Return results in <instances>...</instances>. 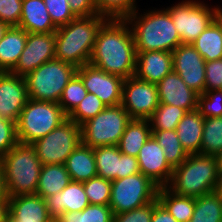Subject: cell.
<instances>
[{"label":"cell","mask_w":222,"mask_h":222,"mask_svg":"<svg viewBox=\"0 0 222 222\" xmlns=\"http://www.w3.org/2000/svg\"><path fill=\"white\" fill-rule=\"evenodd\" d=\"M126 19H108L100 28L89 64L126 79L135 75L136 48Z\"/></svg>","instance_id":"6da1fadb"},{"label":"cell","mask_w":222,"mask_h":222,"mask_svg":"<svg viewBox=\"0 0 222 222\" xmlns=\"http://www.w3.org/2000/svg\"><path fill=\"white\" fill-rule=\"evenodd\" d=\"M108 20L102 15L76 17L55 31V59L76 68L89 64L97 34Z\"/></svg>","instance_id":"7a4b0ae2"},{"label":"cell","mask_w":222,"mask_h":222,"mask_svg":"<svg viewBox=\"0 0 222 222\" xmlns=\"http://www.w3.org/2000/svg\"><path fill=\"white\" fill-rule=\"evenodd\" d=\"M138 11L126 18L131 25L136 51L173 52L181 44L180 36L165 8L151 10L143 15L138 14Z\"/></svg>","instance_id":"3957f363"},{"label":"cell","mask_w":222,"mask_h":222,"mask_svg":"<svg viewBox=\"0 0 222 222\" xmlns=\"http://www.w3.org/2000/svg\"><path fill=\"white\" fill-rule=\"evenodd\" d=\"M218 175L216 156L189 154L182 164L173 169L166 187L180 196L197 198L216 190Z\"/></svg>","instance_id":"277c9868"},{"label":"cell","mask_w":222,"mask_h":222,"mask_svg":"<svg viewBox=\"0 0 222 222\" xmlns=\"http://www.w3.org/2000/svg\"><path fill=\"white\" fill-rule=\"evenodd\" d=\"M1 159L8 196L35 194L43 165L35 147L18 142Z\"/></svg>","instance_id":"5b68a950"},{"label":"cell","mask_w":222,"mask_h":222,"mask_svg":"<svg viewBox=\"0 0 222 222\" xmlns=\"http://www.w3.org/2000/svg\"><path fill=\"white\" fill-rule=\"evenodd\" d=\"M67 119L58 103L28 99L16 125L18 142L32 144Z\"/></svg>","instance_id":"8992f818"},{"label":"cell","mask_w":222,"mask_h":222,"mask_svg":"<svg viewBox=\"0 0 222 222\" xmlns=\"http://www.w3.org/2000/svg\"><path fill=\"white\" fill-rule=\"evenodd\" d=\"M76 72L75 66L58 59L43 63L25 76L28 98L58 103Z\"/></svg>","instance_id":"52a82bcc"},{"label":"cell","mask_w":222,"mask_h":222,"mask_svg":"<svg viewBox=\"0 0 222 222\" xmlns=\"http://www.w3.org/2000/svg\"><path fill=\"white\" fill-rule=\"evenodd\" d=\"M131 119L121 104L107 106L81 125L82 143L91 148L118 145Z\"/></svg>","instance_id":"ba28073f"},{"label":"cell","mask_w":222,"mask_h":222,"mask_svg":"<svg viewBox=\"0 0 222 222\" xmlns=\"http://www.w3.org/2000/svg\"><path fill=\"white\" fill-rule=\"evenodd\" d=\"M213 7L202 1L185 0L166 8L180 36L181 44H191L217 16H222L220 6Z\"/></svg>","instance_id":"9c48e42d"},{"label":"cell","mask_w":222,"mask_h":222,"mask_svg":"<svg viewBox=\"0 0 222 222\" xmlns=\"http://www.w3.org/2000/svg\"><path fill=\"white\" fill-rule=\"evenodd\" d=\"M158 186L141 172L111 181L113 215L143 207L157 198Z\"/></svg>","instance_id":"30bf717a"},{"label":"cell","mask_w":222,"mask_h":222,"mask_svg":"<svg viewBox=\"0 0 222 222\" xmlns=\"http://www.w3.org/2000/svg\"><path fill=\"white\" fill-rule=\"evenodd\" d=\"M82 142L81 126L67 119L32 145L43 165L65 164L67 157Z\"/></svg>","instance_id":"8fae6325"},{"label":"cell","mask_w":222,"mask_h":222,"mask_svg":"<svg viewBox=\"0 0 222 222\" xmlns=\"http://www.w3.org/2000/svg\"><path fill=\"white\" fill-rule=\"evenodd\" d=\"M159 103L156 84L136 76L124 80L121 105L132 119H149Z\"/></svg>","instance_id":"7c38bea8"},{"label":"cell","mask_w":222,"mask_h":222,"mask_svg":"<svg viewBox=\"0 0 222 222\" xmlns=\"http://www.w3.org/2000/svg\"><path fill=\"white\" fill-rule=\"evenodd\" d=\"M76 74L81 78L89 93L95 94L106 106L122 103L124 78L109 74L91 64L77 68Z\"/></svg>","instance_id":"4fadbf2b"},{"label":"cell","mask_w":222,"mask_h":222,"mask_svg":"<svg viewBox=\"0 0 222 222\" xmlns=\"http://www.w3.org/2000/svg\"><path fill=\"white\" fill-rule=\"evenodd\" d=\"M55 59V32L28 33L24 50L10 73L25 77L43 63Z\"/></svg>","instance_id":"5bb4252c"},{"label":"cell","mask_w":222,"mask_h":222,"mask_svg":"<svg viewBox=\"0 0 222 222\" xmlns=\"http://www.w3.org/2000/svg\"><path fill=\"white\" fill-rule=\"evenodd\" d=\"M93 149L99 177L113 181L140 172L137 157L122 154L118 145L100 146Z\"/></svg>","instance_id":"9a60e30c"},{"label":"cell","mask_w":222,"mask_h":222,"mask_svg":"<svg viewBox=\"0 0 222 222\" xmlns=\"http://www.w3.org/2000/svg\"><path fill=\"white\" fill-rule=\"evenodd\" d=\"M173 71L187 86L198 93H204L206 61L192 44H180L173 52Z\"/></svg>","instance_id":"2e32d148"},{"label":"cell","mask_w":222,"mask_h":222,"mask_svg":"<svg viewBox=\"0 0 222 222\" xmlns=\"http://www.w3.org/2000/svg\"><path fill=\"white\" fill-rule=\"evenodd\" d=\"M25 77L0 72V118L17 125L28 100Z\"/></svg>","instance_id":"e0dca14e"},{"label":"cell","mask_w":222,"mask_h":222,"mask_svg":"<svg viewBox=\"0 0 222 222\" xmlns=\"http://www.w3.org/2000/svg\"><path fill=\"white\" fill-rule=\"evenodd\" d=\"M137 160L140 172L158 187L169 184L173 168L166 161L163 148L153 135L141 147Z\"/></svg>","instance_id":"ac0fdd59"},{"label":"cell","mask_w":222,"mask_h":222,"mask_svg":"<svg viewBox=\"0 0 222 222\" xmlns=\"http://www.w3.org/2000/svg\"><path fill=\"white\" fill-rule=\"evenodd\" d=\"M156 85L160 103L177 106L187 112L197 110L199 94L190 89L174 71Z\"/></svg>","instance_id":"d6986e66"},{"label":"cell","mask_w":222,"mask_h":222,"mask_svg":"<svg viewBox=\"0 0 222 222\" xmlns=\"http://www.w3.org/2000/svg\"><path fill=\"white\" fill-rule=\"evenodd\" d=\"M7 222H54L49 215L45 199L37 194L9 197Z\"/></svg>","instance_id":"ffe728a7"},{"label":"cell","mask_w":222,"mask_h":222,"mask_svg":"<svg viewBox=\"0 0 222 222\" xmlns=\"http://www.w3.org/2000/svg\"><path fill=\"white\" fill-rule=\"evenodd\" d=\"M173 71V55L167 51H136L138 79L157 84Z\"/></svg>","instance_id":"44dd1931"},{"label":"cell","mask_w":222,"mask_h":222,"mask_svg":"<svg viewBox=\"0 0 222 222\" xmlns=\"http://www.w3.org/2000/svg\"><path fill=\"white\" fill-rule=\"evenodd\" d=\"M49 215L56 219L64 212L82 211L90 203L83 182L71 181L60 193L45 197Z\"/></svg>","instance_id":"7402d4cb"},{"label":"cell","mask_w":222,"mask_h":222,"mask_svg":"<svg viewBox=\"0 0 222 222\" xmlns=\"http://www.w3.org/2000/svg\"><path fill=\"white\" fill-rule=\"evenodd\" d=\"M19 27L27 33H52L57 30L43 0H23Z\"/></svg>","instance_id":"603a6c76"},{"label":"cell","mask_w":222,"mask_h":222,"mask_svg":"<svg viewBox=\"0 0 222 222\" xmlns=\"http://www.w3.org/2000/svg\"><path fill=\"white\" fill-rule=\"evenodd\" d=\"M65 166L72 181L84 182L98 176L94 149L82 142L67 157Z\"/></svg>","instance_id":"cb8c5ba5"},{"label":"cell","mask_w":222,"mask_h":222,"mask_svg":"<svg viewBox=\"0 0 222 222\" xmlns=\"http://www.w3.org/2000/svg\"><path fill=\"white\" fill-rule=\"evenodd\" d=\"M204 117L198 110L187 112L177 124L176 134L188 154L201 151Z\"/></svg>","instance_id":"d4e9b609"},{"label":"cell","mask_w":222,"mask_h":222,"mask_svg":"<svg viewBox=\"0 0 222 222\" xmlns=\"http://www.w3.org/2000/svg\"><path fill=\"white\" fill-rule=\"evenodd\" d=\"M27 32L19 26H11L0 41V72H10L25 48Z\"/></svg>","instance_id":"484cf974"},{"label":"cell","mask_w":222,"mask_h":222,"mask_svg":"<svg viewBox=\"0 0 222 222\" xmlns=\"http://www.w3.org/2000/svg\"><path fill=\"white\" fill-rule=\"evenodd\" d=\"M191 44L206 62L222 59V16H217Z\"/></svg>","instance_id":"4316f807"},{"label":"cell","mask_w":222,"mask_h":222,"mask_svg":"<svg viewBox=\"0 0 222 222\" xmlns=\"http://www.w3.org/2000/svg\"><path fill=\"white\" fill-rule=\"evenodd\" d=\"M149 119H131L118 144L122 154L137 157L141 147L151 137Z\"/></svg>","instance_id":"83f0119b"},{"label":"cell","mask_w":222,"mask_h":222,"mask_svg":"<svg viewBox=\"0 0 222 222\" xmlns=\"http://www.w3.org/2000/svg\"><path fill=\"white\" fill-rule=\"evenodd\" d=\"M71 181L65 164L42 165L35 194L45 198L60 193Z\"/></svg>","instance_id":"f1b7e54d"},{"label":"cell","mask_w":222,"mask_h":222,"mask_svg":"<svg viewBox=\"0 0 222 222\" xmlns=\"http://www.w3.org/2000/svg\"><path fill=\"white\" fill-rule=\"evenodd\" d=\"M157 199L177 222H187L192 219L195 209L194 197L180 196L167 187H159Z\"/></svg>","instance_id":"f546056e"},{"label":"cell","mask_w":222,"mask_h":222,"mask_svg":"<svg viewBox=\"0 0 222 222\" xmlns=\"http://www.w3.org/2000/svg\"><path fill=\"white\" fill-rule=\"evenodd\" d=\"M152 135L163 148L166 161L173 169L189 156L180 143L176 130H152Z\"/></svg>","instance_id":"4dcf8cb0"},{"label":"cell","mask_w":222,"mask_h":222,"mask_svg":"<svg viewBox=\"0 0 222 222\" xmlns=\"http://www.w3.org/2000/svg\"><path fill=\"white\" fill-rule=\"evenodd\" d=\"M192 222H222V199L211 192L195 198Z\"/></svg>","instance_id":"1f68e13d"},{"label":"cell","mask_w":222,"mask_h":222,"mask_svg":"<svg viewBox=\"0 0 222 222\" xmlns=\"http://www.w3.org/2000/svg\"><path fill=\"white\" fill-rule=\"evenodd\" d=\"M54 222H113V213L109 205L89 204L82 211L60 214Z\"/></svg>","instance_id":"d6a6232c"},{"label":"cell","mask_w":222,"mask_h":222,"mask_svg":"<svg viewBox=\"0 0 222 222\" xmlns=\"http://www.w3.org/2000/svg\"><path fill=\"white\" fill-rule=\"evenodd\" d=\"M222 151V117L204 118L200 154L217 156Z\"/></svg>","instance_id":"836d02e7"},{"label":"cell","mask_w":222,"mask_h":222,"mask_svg":"<svg viewBox=\"0 0 222 222\" xmlns=\"http://www.w3.org/2000/svg\"><path fill=\"white\" fill-rule=\"evenodd\" d=\"M187 111L177 106L159 103L149 118L151 130H176L177 124Z\"/></svg>","instance_id":"e575fe53"},{"label":"cell","mask_w":222,"mask_h":222,"mask_svg":"<svg viewBox=\"0 0 222 222\" xmlns=\"http://www.w3.org/2000/svg\"><path fill=\"white\" fill-rule=\"evenodd\" d=\"M87 94L88 91L84 87L81 78L75 74L63 89L58 104L64 113L69 116Z\"/></svg>","instance_id":"d590c367"},{"label":"cell","mask_w":222,"mask_h":222,"mask_svg":"<svg viewBox=\"0 0 222 222\" xmlns=\"http://www.w3.org/2000/svg\"><path fill=\"white\" fill-rule=\"evenodd\" d=\"M99 15L108 19H126L137 10L136 0H94Z\"/></svg>","instance_id":"8d00e7d4"},{"label":"cell","mask_w":222,"mask_h":222,"mask_svg":"<svg viewBox=\"0 0 222 222\" xmlns=\"http://www.w3.org/2000/svg\"><path fill=\"white\" fill-rule=\"evenodd\" d=\"M106 107L105 103H103L95 94L88 92L85 98L68 116V119L81 126L86 121L103 111Z\"/></svg>","instance_id":"74e56055"},{"label":"cell","mask_w":222,"mask_h":222,"mask_svg":"<svg viewBox=\"0 0 222 222\" xmlns=\"http://www.w3.org/2000/svg\"><path fill=\"white\" fill-rule=\"evenodd\" d=\"M88 201L92 205H109L111 181L96 176L83 182Z\"/></svg>","instance_id":"f35d334b"},{"label":"cell","mask_w":222,"mask_h":222,"mask_svg":"<svg viewBox=\"0 0 222 222\" xmlns=\"http://www.w3.org/2000/svg\"><path fill=\"white\" fill-rule=\"evenodd\" d=\"M197 110L204 118L222 117V90L206 91L199 95Z\"/></svg>","instance_id":"ab89813d"},{"label":"cell","mask_w":222,"mask_h":222,"mask_svg":"<svg viewBox=\"0 0 222 222\" xmlns=\"http://www.w3.org/2000/svg\"><path fill=\"white\" fill-rule=\"evenodd\" d=\"M53 24L59 28L68 24L76 16L72 13L68 0H43Z\"/></svg>","instance_id":"60d3db41"},{"label":"cell","mask_w":222,"mask_h":222,"mask_svg":"<svg viewBox=\"0 0 222 222\" xmlns=\"http://www.w3.org/2000/svg\"><path fill=\"white\" fill-rule=\"evenodd\" d=\"M158 203L156 198L149 204L131 211L113 215V222H151L153 208Z\"/></svg>","instance_id":"b9f144b4"},{"label":"cell","mask_w":222,"mask_h":222,"mask_svg":"<svg viewBox=\"0 0 222 222\" xmlns=\"http://www.w3.org/2000/svg\"><path fill=\"white\" fill-rule=\"evenodd\" d=\"M23 0H0V21L9 27L18 26L22 14Z\"/></svg>","instance_id":"7bdbcfd3"},{"label":"cell","mask_w":222,"mask_h":222,"mask_svg":"<svg viewBox=\"0 0 222 222\" xmlns=\"http://www.w3.org/2000/svg\"><path fill=\"white\" fill-rule=\"evenodd\" d=\"M18 143L16 124L0 118V158Z\"/></svg>","instance_id":"ee69618b"},{"label":"cell","mask_w":222,"mask_h":222,"mask_svg":"<svg viewBox=\"0 0 222 222\" xmlns=\"http://www.w3.org/2000/svg\"><path fill=\"white\" fill-rule=\"evenodd\" d=\"M222 90V59L205 63L204 92Z\"/></svg>","instance_id":"f6af8a7d"},{"label":"cell","mask_w":222,"mask_h":222,"mask_svg":"<svg viewBox=\"0 0 222 222\" xmlns=\"http://www.w3.org/2000/svg\"><path fill=\"white\" fill-rule=\"evenodd\" d=\"M70 9L76 17L99 15L94 0H68Z\"/></svg>","instance_id":"bcb514c9"},{"label":"cell","mask_w":222,"mask_h":222,"mask_svg":"<svg viewBox=\"0 0 222 222\" xmlns=\"http://www.w3.org/2000/svg\"><path fill=\"white\" fill-rule=\"evenodd\" d=\"M151 222H177L173 216L158 202L153 208Z\"/></svg>","instance_id":"7dc6e473"},{"label":"cell","mask_w":222,"mask_h":222,"mask_svg":"<svg viewBox=\"0 0 222 222\" xmlns=\"http://www.w3.org/2000/svg\"><path fill=\"white\" fill-rule=\"evenodd\" d=\"M0 200H9L6 182H5V176H4L3 162L1 158H0Z\"/></svg>","instance_id":"c3c4849f"},{"label":"cell","mask_w":222,"mask_h":222,"mask_svg":"<svg viewBox=\"0 0 222 222\" xmlns=\"http://www.w3.org/2000/svg\"><path fill=\"white\" fill-rule=\"evenodd\" d=\"M9 212V201L0 200V222H7Z\"/></svg>","instance_id":"681fc988"},{"label":"cell","mask_w":222,"mask_h":222,"mask_svg":"<svg viewBox=\"0 0 222 222\" xmlns=\"http://www.w3.org/2000/svg\"><path fill=\"white\" fill-rule=\"evenodd\" d=\"M215 192L222 199V171H219L218 182Z\"/></svg>","instance_id":"f907efd6"},{"label":"cell","mask_w":222,"mask_h":222,"mask_svg":"<svg viewBox=\"0 0 222 222\" xmlns=\"http://www.w3.org/2000/svg\"><path fill=\"white\" fill-rule=\"evenodd\" d=\"M8 28H9V26L7 24L0 21V41L2 40V38Z\"/></svg>","instance_id":"816d5d0a"},{"label":"cell","mask_w":222,"mask_h":222,"mask_svg":"<svg viewBox=\"0 0 222 222\" xmlns=\"http://www.w3.org/2000/svg\"><path fill=\"white\" fill-rule=\"evenodd\" d=\"M216 158H217L218 170L222 171V151L216 156Z\"/></svg>","instance_id":"f5cc1de1"}]
</instances>
